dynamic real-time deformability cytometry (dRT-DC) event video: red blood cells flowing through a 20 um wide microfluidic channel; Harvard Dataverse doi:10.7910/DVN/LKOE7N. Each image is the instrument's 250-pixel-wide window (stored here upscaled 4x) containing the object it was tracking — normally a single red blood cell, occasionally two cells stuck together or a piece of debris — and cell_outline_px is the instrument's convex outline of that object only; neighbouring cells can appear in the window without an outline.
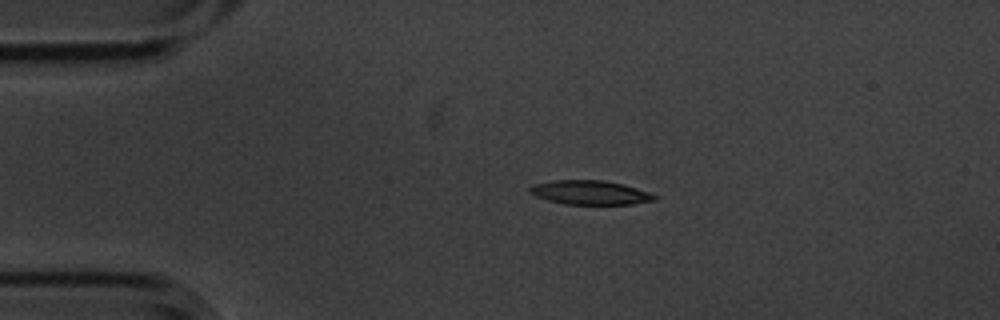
{"species": "common noctule bat (a hibernating species)", "species_latin": "Nyctalus noctula", "temperature_condition": "cold", "stored_images_in_passage": 5, "camera_frame_rate_fps": 3000, "um_per_image_px": 0.085, "animal": {"sex": "male", "body_mass_g": 20.1, "forearm_length_mm": 53.5}, "frame": {"image": 1, "passage_image": 4, "time_ms": 1.0, "image_size_px": [1000, 320], "cell_outline_px": [[656, 200], [632, 204], [564, 204], [548, 200], [536, 196], [528, 192], [528, 188], [532, 184], [552, 180], [604, 180], [624, 184], [648, 192], [656, 196]], "centroid_in_image_um": [50.11, 16.36], "position_along_channel_um": 34.9, "area_um2": 17.57}}